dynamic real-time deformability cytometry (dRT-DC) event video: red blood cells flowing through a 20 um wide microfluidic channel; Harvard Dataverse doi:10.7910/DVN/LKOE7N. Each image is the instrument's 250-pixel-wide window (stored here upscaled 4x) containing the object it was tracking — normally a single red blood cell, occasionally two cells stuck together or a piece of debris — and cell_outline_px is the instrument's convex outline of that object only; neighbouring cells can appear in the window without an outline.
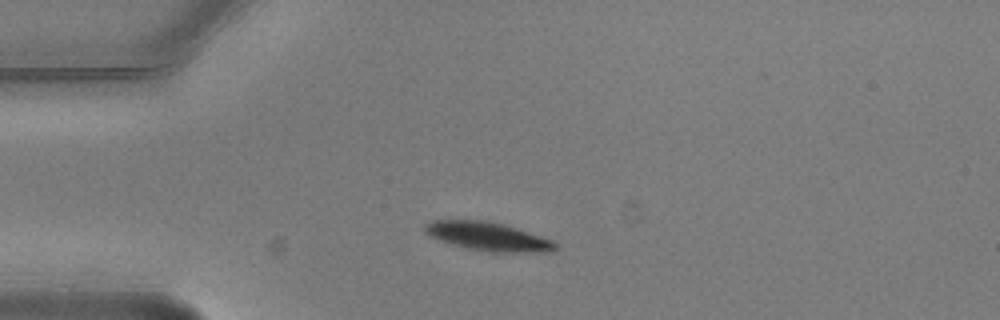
{"species": "common noctule bat (a hibernating species)", "species_latin": "Nyctalus noctula", "temperature_condition": "warm", "stored_images_in_passage": 8, "camera_frame_rate_fps": 3000, "um_per_image_px": 0.085, "animal": {"sex": "male", "body_mass_g": 20.5, "forearm_length_mm": 52.5}, "frame": {"image": 1, "passage_image": 1, "time_ms": 0.0, "image_size_px": [1000, 320], "cell_outline_px": [[556, 248], [552, 252], [492, 252], [468, 248], [452, 244], [440, 240], [424, 232], [424, 224], [432, 220], [484, 220], [504, 224], [552, 240], [556, 244]], "centroid_in_image_um": [41.47, 20.09], "position_along_channel_um": 43.5, "area_um2": 21.5}}
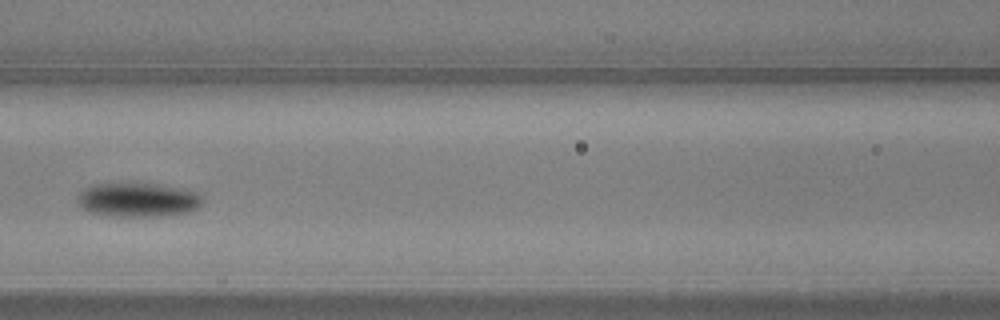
{"frame": {"image": 2, "passage_image": 4, "time_ms": 1.0, "image_size_px": [1000, 320], "cell_outline_px": [[204, 200], [200, 208], [188, 212], [172, 216], [112, 216], [88, 212], [80, 208], [76, 200], [80, 192], [84, 188], [92, 184], [160, 184], [184, 188], [200, 192]], "centroid_in_image_um": [11.78, 16.99], "position_along_channel_um": 154.8, "area_um2": 25.43}}
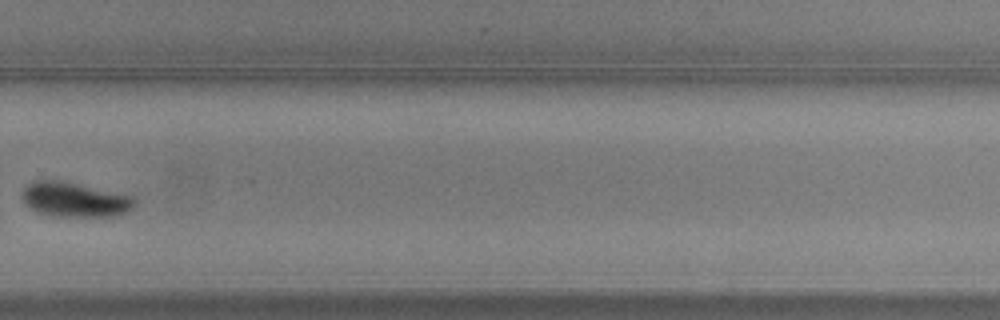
{"frame": {"image": 3, "passage_image": 8, "time_ms": 2.333, "image_size_px": [1000, 320], "cell_outline_px": [[136, 204], [128, 212], [116, 216], [52, 216], [36, 212], [28, 208], [24, 204], [20, 196], [20, 192], [28, 184], [36, 180], [60, 180], [120, 192], [132, 196], [136, 200]], "centroid_in_image_um": [6.33, 16.96], "position_along_channel_um": 323.5, "area_um2": 23.29}}